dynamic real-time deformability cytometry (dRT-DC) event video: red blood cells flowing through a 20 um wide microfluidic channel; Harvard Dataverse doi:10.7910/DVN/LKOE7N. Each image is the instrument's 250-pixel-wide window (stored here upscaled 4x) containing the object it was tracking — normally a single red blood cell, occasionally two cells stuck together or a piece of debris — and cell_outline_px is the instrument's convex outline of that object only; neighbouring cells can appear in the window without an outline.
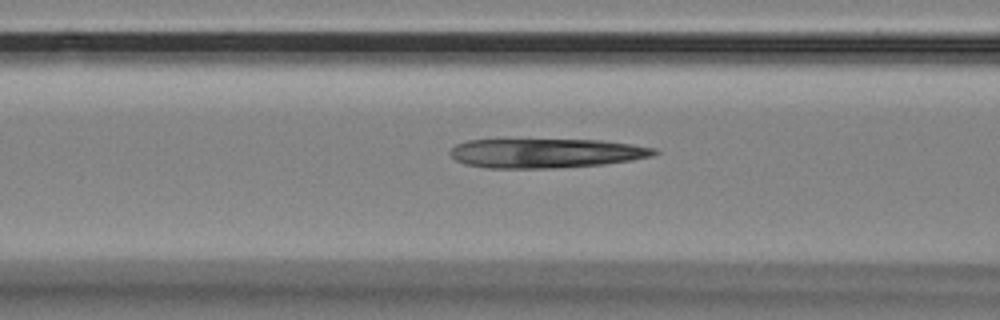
{"species": "Egyptian fruit bat (a non-hibernating species)", "species_latin": "Rousettus aegyptiacus", "temperature_condition": "room temperature", "stored_images_in_passage": 22, "segment_of_instrument_passage": [1, 2], "camera_frame_rate_fps": 3000, "um_per_image_px": 0.085, "animal": {"sex": "female"}, "frame": {"image": 1, "passage_image": 16, "time_ms": 5.0, "image_size_px": [1000, 320], "cell_outline_px": [[660, 152], [652, 156], [632, 160], [604, 164], [552, 168], [488, 168], [464, 164], [456, 160], [448, 152], [456, 144], [468, 140], [600, 140], [632, 144], [656, 148]], "centroid_in_image_um": [46.42, 13.02], "position_along_channel_um": 120.2, "area_um2": 34.85}}
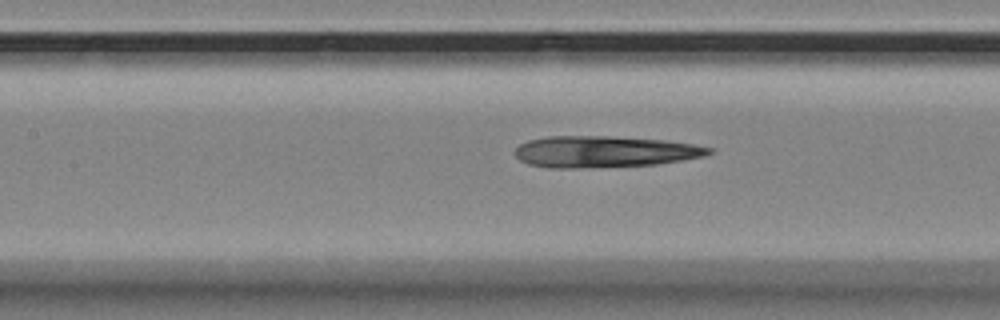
{"frame": {"image": 2, "passage_image": 19, "time_ms": 6.0, "image_size_px": [1000, 320], "cell_outline_px": [[712, 152], [704, 156], [656, 164], [572, 168], [548, 168], [528, 164], [520, 160], [512, 152], [520, 144], [528, 140], [548, 136], [608, 136], [664, 140], [692, 144], [712, 148]], "centroid_in_image_um": [51.3, 12.89], "position_along_channel_um": 156.1, "area_um2": 35.32}}